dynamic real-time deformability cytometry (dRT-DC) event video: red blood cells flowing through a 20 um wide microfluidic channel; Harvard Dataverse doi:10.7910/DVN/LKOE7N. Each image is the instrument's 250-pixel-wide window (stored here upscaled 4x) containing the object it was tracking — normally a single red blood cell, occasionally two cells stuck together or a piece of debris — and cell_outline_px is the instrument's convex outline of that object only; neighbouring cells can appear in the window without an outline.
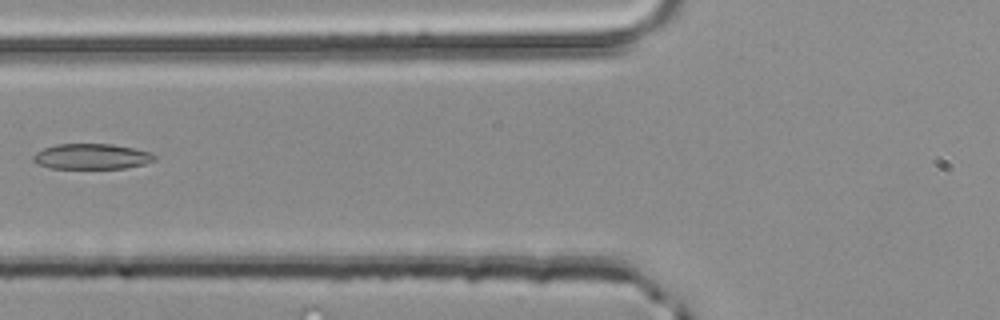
{"species": "common noctule bat (a hibernating species)", "species_latin": "Nyctalus noctula", "temperature_condition": "room temperature", "stored_images_in_passage": 5, "camera_frame_rate_fps": 3000, "um_per_image_px": 0.085, "animal": {"sex": "male", "body_mass_g": 20.4}, "frame": {"image": 1, "passage_image": 5, "time_ms": 1.333, "image_size_px": [1000, 320], "cell_outline_px": [[156, 160], [144, 164], [124, 168], [48, 168], [36, 164], [32, 160], [32, 156], [36, 152], [44, 148], [56, 144], [112, 144], [152, 152], [156, 156]], "centroid_in_image_um": [7.77, 13.3], "position_along_channel_um": 118.0, "area_um2": 18.09}}